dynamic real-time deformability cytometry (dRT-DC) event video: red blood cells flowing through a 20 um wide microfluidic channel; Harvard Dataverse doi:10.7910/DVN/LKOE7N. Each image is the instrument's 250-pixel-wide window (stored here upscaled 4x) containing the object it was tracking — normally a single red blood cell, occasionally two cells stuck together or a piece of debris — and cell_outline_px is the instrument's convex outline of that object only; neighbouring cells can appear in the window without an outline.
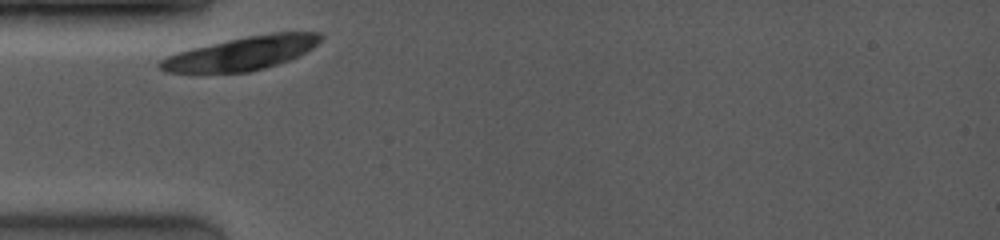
{"species": "common noctule bat (a hibernating species)", "species_latin": "Nyctalus noctula", "temperature_condition": "room temperature", "stored_images_in_passage": 1, "camera_frame_rate_fps": 4000, "um_per_image_px": 0.085, "animal": {"sex": "female", "body_mass_g": 19.0, "forearm_length_mm": 53.3}, "frame": {"image": 1, "passage_image": 1, "time_ms": 0.0, "image_size_px": [1000, 240], "cell_outline_px": [[324, 36], [312, 48], [288, 60], [264, 68], [248, 72], [168, 72], [160, 68], [156, 64], [160, 60], [168, 56], [192, 48], [228, 40], [248, 36], [272, 32], [320, 32]], "centroid_in_image_um": [20.56, 4.52], "position_along_channel_um": 64.4, "area_um2": 30.69}}